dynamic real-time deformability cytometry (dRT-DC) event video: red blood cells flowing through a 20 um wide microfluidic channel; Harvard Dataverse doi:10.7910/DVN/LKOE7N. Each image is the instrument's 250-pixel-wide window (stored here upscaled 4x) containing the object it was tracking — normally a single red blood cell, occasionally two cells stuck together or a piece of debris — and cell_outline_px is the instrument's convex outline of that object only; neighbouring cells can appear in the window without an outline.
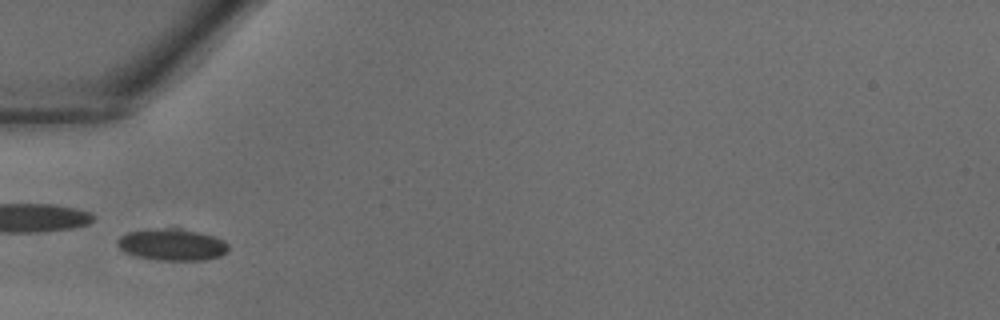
{"species": "common noctule bat (a hibernating species)", "species_latin": "Nyctalus noctula", "temperature_condition": "warm", "stored_images_in_passage": 28, "camera_frame_rate_fps": 3000, "um_per_image_px": 0.085, "animal": {"sex": "male", "body_mass_g": 18.8}, "frame": {"image": 1, "passage_image": 5, "time_ms": 1.333, "image_size_px": [1000, 320], "cell_outline_px": [[228, 252], [220, 256], [204, 260], [156, 260], [136, 256], [124, 252], [116, 244], [116, 240], [120, 236], [128, 232], [164, 228], [180, 228], [200, 232], [224, 240], [228, 244]], "centroid_in_image_um": [14.63, 20.8], "position_along_channel_um": 70.4, "area_um2": 20.58}}